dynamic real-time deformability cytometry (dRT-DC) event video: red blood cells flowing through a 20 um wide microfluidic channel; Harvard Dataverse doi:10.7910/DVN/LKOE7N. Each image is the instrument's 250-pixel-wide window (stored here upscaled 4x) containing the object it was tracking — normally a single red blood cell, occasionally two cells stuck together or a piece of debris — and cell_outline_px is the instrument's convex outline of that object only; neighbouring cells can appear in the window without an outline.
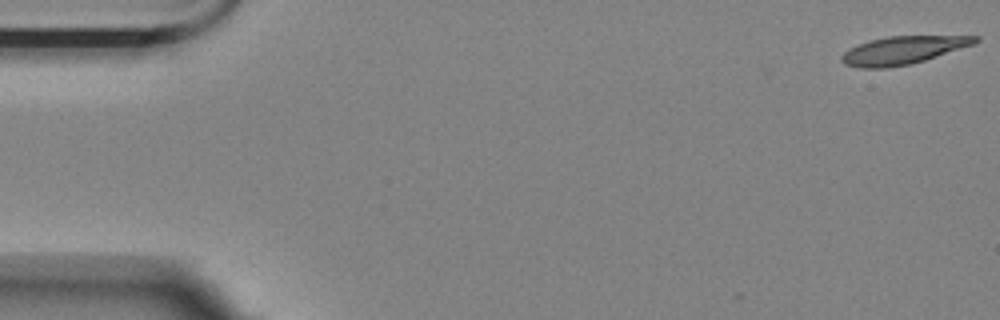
{"species": "Egyptian fruit bat (a non-hibernating species)", "species_latin": "Rousettus aegyptiacus", "temperature_condition": "room temperature", "stored_images_in_passage": 5, "camera_frame_rate_fps": 3000, "um_per_image_px": 0.085, "animal": {"sex": "female"}, "frame": {"image": 1, "passage_image": 1, "time_ms": 0.0, "image_size_px": [1000, 320], "cell_outline_px": [[980, 40], [976, 44], [924, 60], [908, 64], [884, 68], [860, 68], [844, 64], [840, 60], [840, 56], [844, 52], [868, 40], [888, 36], [980, 36]], "centroid_in_image_um": [76.76, 4.26], "position_along_channel_um": 8.2, "area_um2": 21.62}}